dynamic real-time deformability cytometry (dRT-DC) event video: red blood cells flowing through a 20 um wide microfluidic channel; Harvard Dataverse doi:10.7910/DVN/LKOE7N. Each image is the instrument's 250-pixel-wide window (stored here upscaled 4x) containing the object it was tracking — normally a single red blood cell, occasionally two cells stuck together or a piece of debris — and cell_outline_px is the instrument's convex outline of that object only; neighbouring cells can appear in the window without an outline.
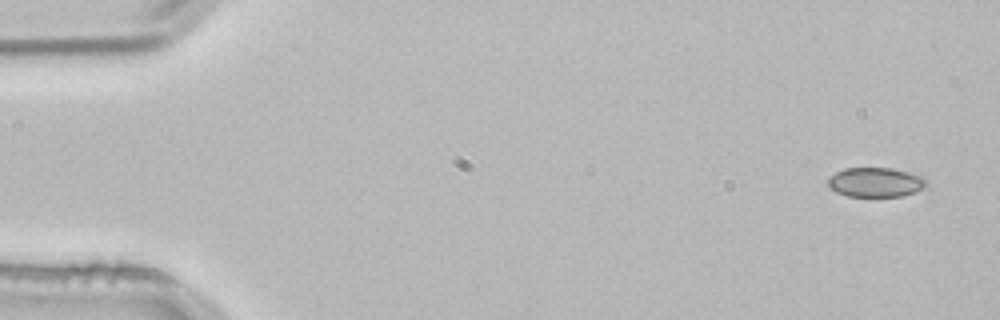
{"species": "common noctule bat (a hibernating species)", "species_latin": "Nyctalus noctula", "temperature_condition": "room temperature", "stored_images_in_passage": 4, "camera_frame_rate_fps": 3000, "um_per_image_px": 0.085, "animal": {"sex": "male", "body_mass_g": 21.5, "forearm_length_mm": 52.0}, "frame": {"image": 1, "passage_image": 1, "time_ms": 0.0, "image_size_px": [1000, 320], "cell_outline_px": [[928, 184], [916, 192], [900, 196], [848, 196], [836, 192], [828, 184], [828, 176], [844, 168], [892, 168], [920, 176]], "centroid_in_image_um": [74.38, 15.49], "position_along_channel_um": 10.6, "area_um2": 16.7}}